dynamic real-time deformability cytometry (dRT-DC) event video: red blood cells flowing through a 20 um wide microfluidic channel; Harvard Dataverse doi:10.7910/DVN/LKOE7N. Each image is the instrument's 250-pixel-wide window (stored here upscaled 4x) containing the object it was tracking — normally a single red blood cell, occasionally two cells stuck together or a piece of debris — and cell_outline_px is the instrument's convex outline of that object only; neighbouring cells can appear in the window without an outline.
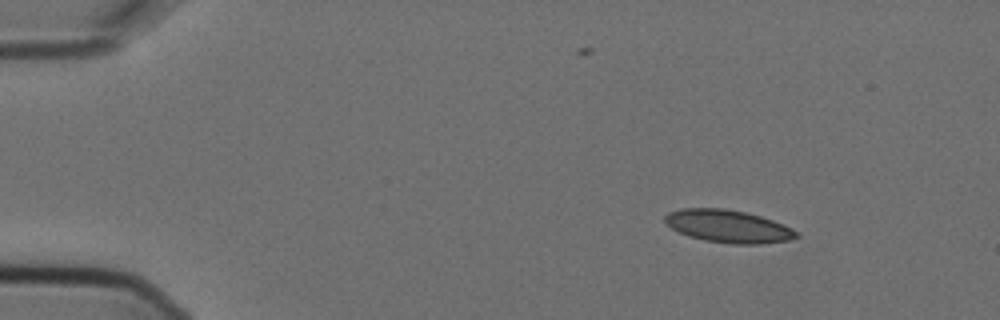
{"species": "Egyptian fruit bat (a non-hibernating species)", "species_latin": "Rousettus aegyptiacus", "temperature_condition": "cold", "stored_images_in_passage": 6, "camera_frame_rate_fps": 3000, "um_per_image_px": 0.085, "animal": {"sex": "female"}, "frame": {"image": 1, "passage_image": 1, "time_ms": 0.0, "image_size_px": [1000, 320], "cell_outline_px": [[800, 236], [788, 240], [760, 244], [732, 244], [704, 240], [688, 236], [672, 228], [664, 220], [664, 216], [668, 212], [680, 208], [724, 208], [744, 212], [760, 216], [784, 224], [792, 228]], "centroid_in_image_um": [61.89, 19.23], "position_along_channel_um": 23.1, "area_um2": 24.97}}
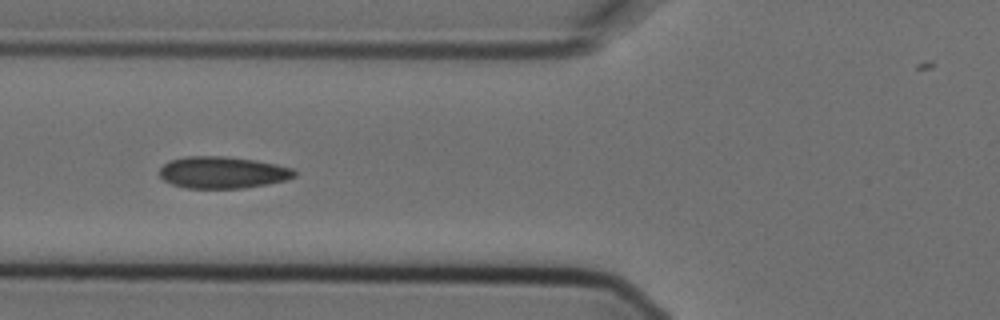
{"frame": {"image": 2, "passage_image": 5, "time_ms": 1.333, "image_size_px": [1000, 320], "cell_outline_px": [[296, 176], [288, 180], [268, 184], [244, 188], [188, 188], [172, 184], [164, 180], [160, 176], [160, 168], [168, 160], [184, 156], [224, 156], [256, 160], [276, 164], [292, 168], [296, 172]], "centroid_in_image_um": [18.93, 14.65], "position_along_channel_um": 106.9, "area_um2": 25.2}}
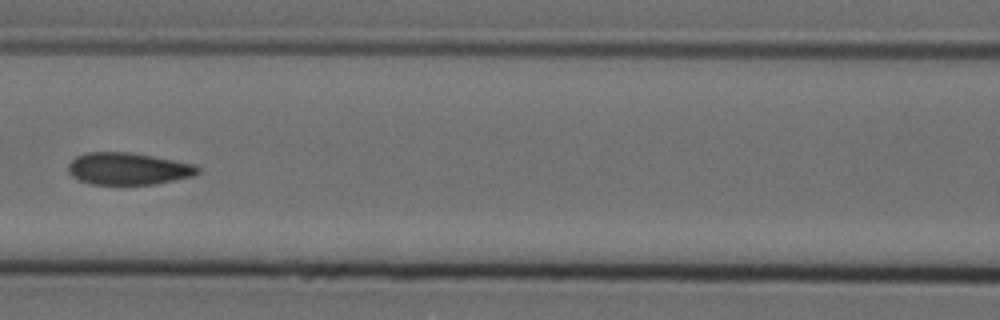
{"frame": {"image": 3, "passage_image": 6, "time_ms": 1.667, "image_size_px": [1000, 320], "cell_outline_px": [[200, 172], [192, 176], [152, 184], [124, 188], [88, 184], [72, 176], [68, 172], [68, 164], [76, 156], [88, 152], [128, 152], [152, 156], [196, 164], [200, 168]], "centroid_in_image_um": [10.86, 14.39], "position_along_channel_um": 155.7, "area_um2": 25.03}}